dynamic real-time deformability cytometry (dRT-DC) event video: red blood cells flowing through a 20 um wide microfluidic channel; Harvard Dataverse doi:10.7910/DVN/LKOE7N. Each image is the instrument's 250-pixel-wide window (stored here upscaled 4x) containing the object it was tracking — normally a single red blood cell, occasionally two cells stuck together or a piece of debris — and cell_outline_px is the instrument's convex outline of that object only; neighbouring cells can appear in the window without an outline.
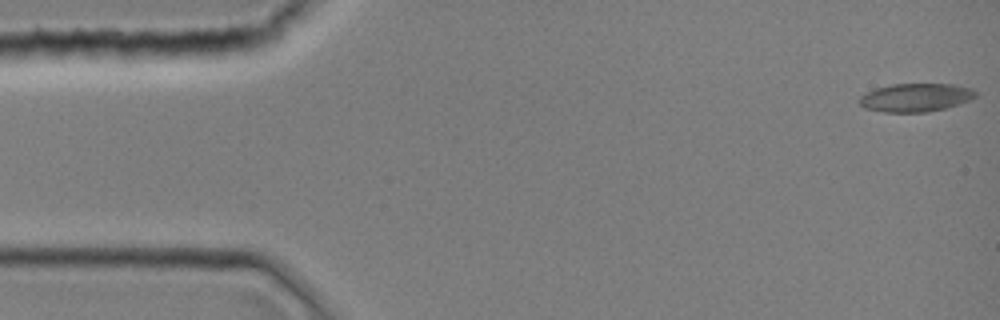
{"species": "common noctule bat (a hibernating species)", "species_latin": "Nyctalus noctula", "temperature_condition": "room temperature", "stored_images_in_passage": 44, "camera_frame_rate_fps": 3000, "um_per_image_px": 0.085, "animal": {"sex": "female", "body_mass_g": 19.0, "forearm_length_mm": 51.5}, "frame": {"image": 1, "passage_image": 1, "time_ms": 0.0, "image_size_px": [1000, 320], "cell_outline_px": [[976, 96], [968, 100], [944, 108], [928, 112], [884, 112], [864, 108], [856, 100], [860, 96], [876, 88], [892, 84], [956, 84], [972, 88], [976, 92]], "centroid_in_image_um": [77.8, 8.28], "position_along_channel_um": 7.2, "area_um2": 19.13}}
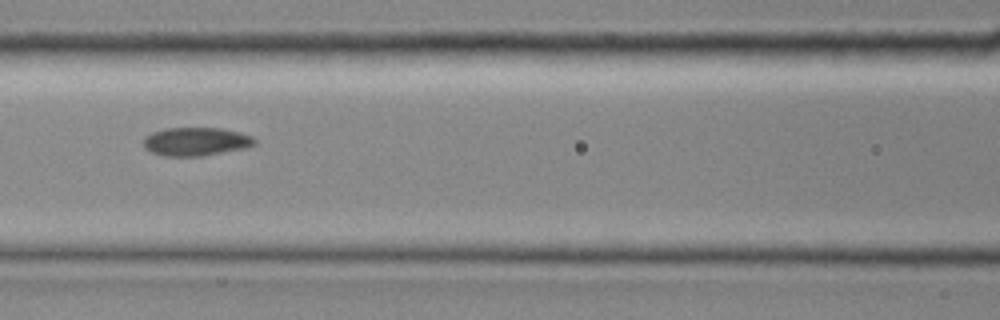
{"frame": {"image": 2, "passage_image": 19, "time_ms": 6.0, "image_size_px": [1000, 320], "cell_outline_px": [[256, 144], [248, 148], [204, 156], [164, 156], [152, 152], [144, 148], [144, 136], [152, 132], [164, 128], [220, 128], [240, 132], [252, 136], [256, 140]], "centroid_in_image_um": [16.68, 12.04], "position_along_channel_um": 149.9, "area_um2": 18.67}}
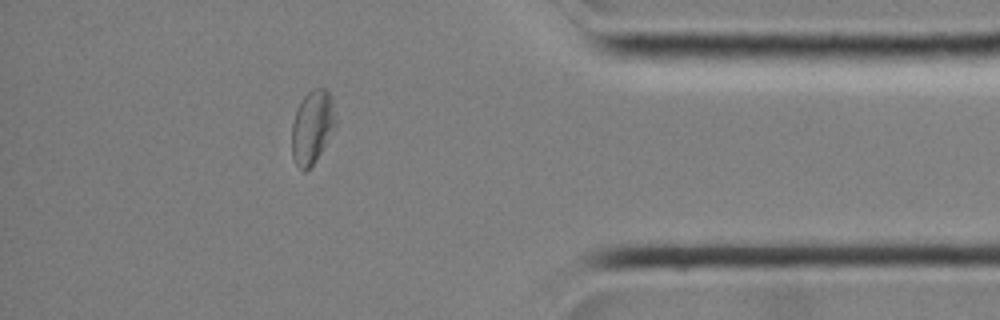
{"frame": {"image": 3, "passage_image": 38, "time_ms": 12.333, "image_size_px": [1000, 320], "cell_outline_px": [[336, 128], [316, 160], [304, 172], [296, 164], [292, 156], [292, 124], [296, 108], [304, 96], [312, 88], [324, 88], [332, 96], [336, 120]], "centroid_in_image_um": [26.55, 10.77], "position_along_channel_um": 408.6, "area_um2": 18.9}}